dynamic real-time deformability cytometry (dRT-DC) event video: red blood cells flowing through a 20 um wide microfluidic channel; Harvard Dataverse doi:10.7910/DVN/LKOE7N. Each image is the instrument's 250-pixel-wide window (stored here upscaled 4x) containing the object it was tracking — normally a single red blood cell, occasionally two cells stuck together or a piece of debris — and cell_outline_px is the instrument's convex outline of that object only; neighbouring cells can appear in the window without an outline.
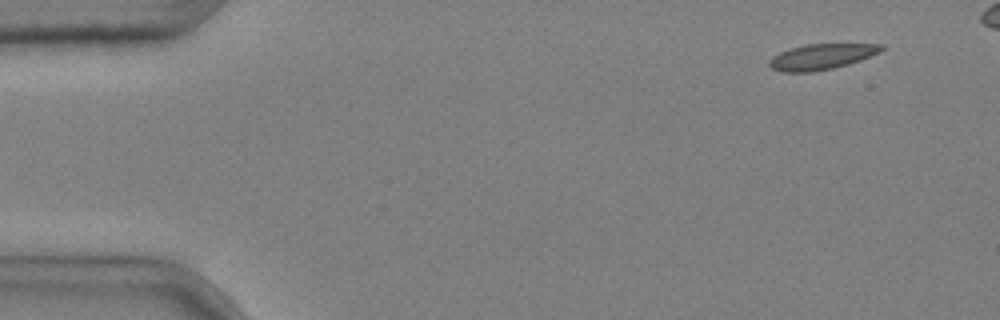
{"species": "common noctule bat (a hibernating species)", "species_latin": "Nyctalus noctula", "temperature_condition": "cold", "stored_images_in_passage": 4, "camera_frame_rate_fps": 3000, "um_per_image_px": 0.085, "animal": {"sex": "male", "body_mass_g": 20.4}, "frame": {"image": 1, "passage_image": 1, "time_ms": 0.0, "image_size_px": [1000, 320], "cell_outline_px": [[884, 48], [880, 52], [860, 60], [848, 64], [832, 68], [812, 72], [780, 72], [772, 68], [768, 64], [768, 60], [772, 56], [780, 52], [804, 44], [884, 44]], "centroid_in_image_um": [69.8, 4.82], "position_along_channel_um": 15.2, "area_um2": 16.7}}